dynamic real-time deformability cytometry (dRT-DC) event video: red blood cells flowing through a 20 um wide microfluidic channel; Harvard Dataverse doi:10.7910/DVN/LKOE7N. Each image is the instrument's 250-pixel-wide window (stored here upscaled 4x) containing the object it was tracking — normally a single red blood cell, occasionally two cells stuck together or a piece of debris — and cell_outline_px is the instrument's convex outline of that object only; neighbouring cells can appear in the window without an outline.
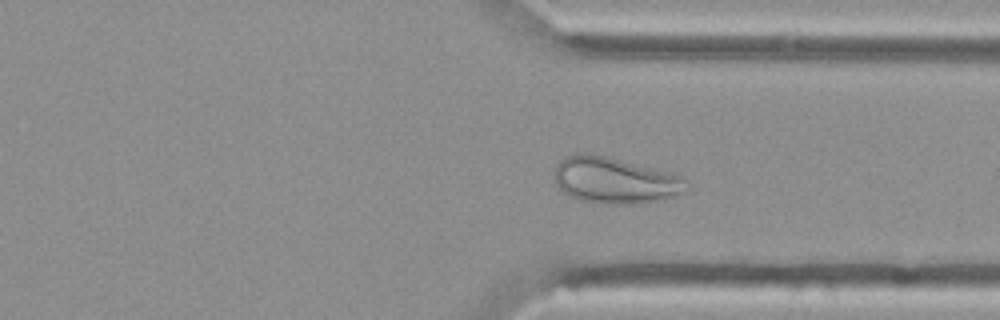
{"species": "Egyptian fruit bat (a non-hibernating species)", "species_latin": "Rousettus aegyptiacus", "temperature_condition": "cold", "stored_images_in_passage": 45, "camera_frame_rate_fps": 3000, "um_per_image_px": 0.085, "animal": {"sex": "female"}, "frame": {"image": 1, "passage_image": 32, "time_ms": 10.333, "image_size_px": [1000, 320], "cell_outline_px": [[688, 188], [684, 192], [672, 196], [656, 200], [632, 204], [608, 204], [580, 200], [568, 196], [556, 184], [556, 164], [564, 156], [576, 152], [588, 152], [672, 172], [688, 180]], "centroid_in_image_um": [52.25, 15.31], "position_along_channel_um": 359.1, "area_um2": 35.66}}